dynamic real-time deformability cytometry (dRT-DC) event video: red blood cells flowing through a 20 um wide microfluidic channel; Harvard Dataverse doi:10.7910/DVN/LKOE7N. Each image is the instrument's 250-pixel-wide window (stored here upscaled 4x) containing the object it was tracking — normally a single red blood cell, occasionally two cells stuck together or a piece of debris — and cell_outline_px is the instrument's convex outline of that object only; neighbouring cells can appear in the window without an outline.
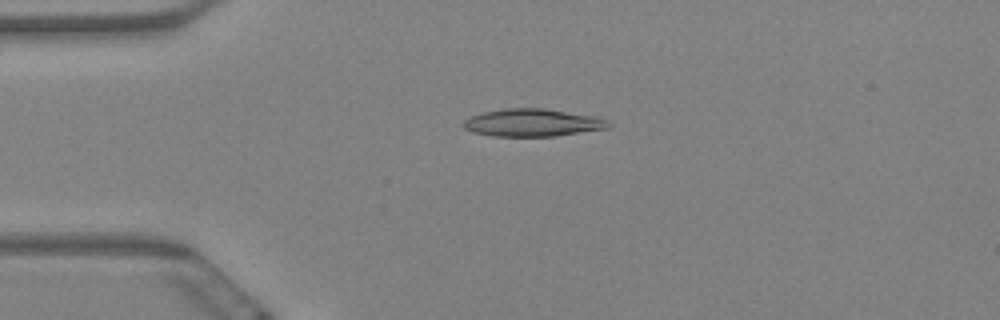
{"species": "Egyptian fruit bat (a non-hibernating species)", "species_latin": "Rousettus aegyptiacus", "temperature_condition": "warm", "stored_images_in_passage": 5, "camera_frame_rate_fps": 3000, "um_per_image_px": 0.085, "animal": {"sex": "female"}, "frame": {"image": 1, "passage_image": 4, "time_ms": 1.0, "image_size_px": [1000, 320], "cell_outline_px": [[612, 124], [608, 128], [556, 136], [492, 136], [472, 132], [464, 128], [460, 124], [464, 120], [472, 116], [484, 112], [504, 108], [544, 108], [592, 116], [608, 120]], "centroid_in_image_um": [45.24, 10.43], "position_along_channel_um": 39.8, "area_um2": 23.29}}